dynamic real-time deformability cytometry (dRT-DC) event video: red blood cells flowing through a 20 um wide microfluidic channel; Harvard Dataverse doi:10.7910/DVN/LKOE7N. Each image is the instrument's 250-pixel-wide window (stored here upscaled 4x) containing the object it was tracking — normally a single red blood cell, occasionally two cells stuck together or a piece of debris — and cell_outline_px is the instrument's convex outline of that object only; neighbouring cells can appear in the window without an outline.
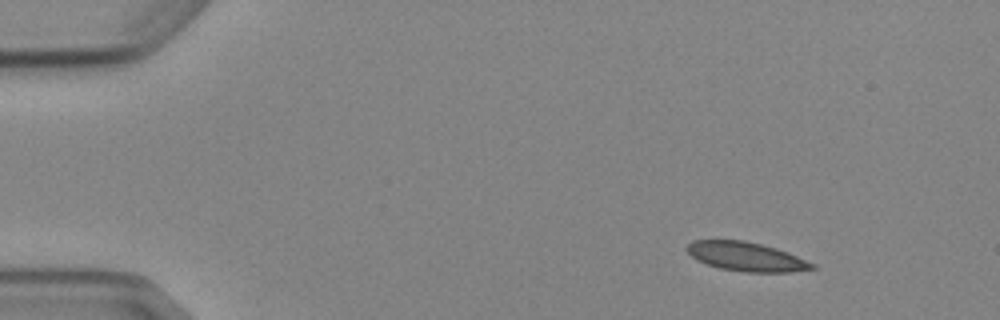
{"species": "Egyptian fruit bat (a non-hibernating species)", "species_latin": "Rousettus aegyptiacus", "temperature_condition": "cold", "stored_images_in_passage": 7, "camera_frame_rate_fps": 3000, "um_per_image_px": 0.085, "animal": {"sex": "female"}, "frame": {"image": 1, "passage_image": 1, "time_ms": 0.0, "image_size_px": [1000, 320], "cell_outline_px": [[816, 268], [792, 272], [744, 272], [720, 268], [696, 260], [684, 248], [692, 240], [744, 240], [776, 248], [788, 252], [816, 264]], "centroid_in_image_um": [63.43, 21.81], "position_along_channel_um": 21.6, "area_um2": 21.21}}
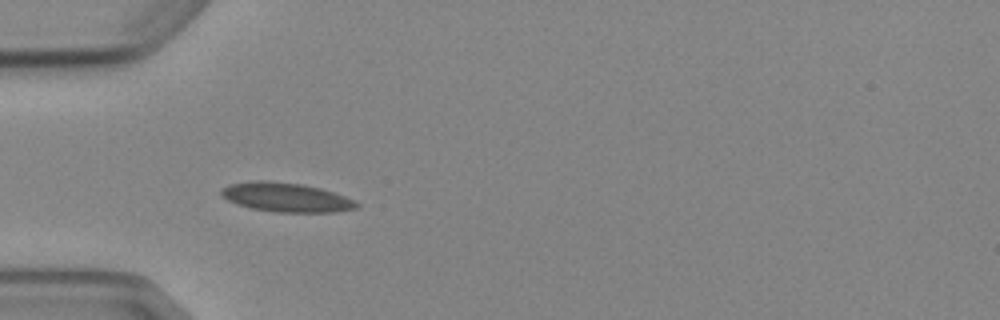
{"frame": {"image": 2, "passage_image": 4, "time_ms": 3.333, "image_size_px": [1000, 320], "cell_outline_px": [[360, 204], [356, 208], [336, 212], [276, 212], [252, 208], [236, 204], [228, 200], [220, 192], [220, 188], [228, 184], [252, 180], [260, 180], [300, 184], [320, 188], [344, 196]], "centroid_in_image_um": [24.28, 16.77], "position_along_channel_um": 60.7, "area_um2": 22.83}}
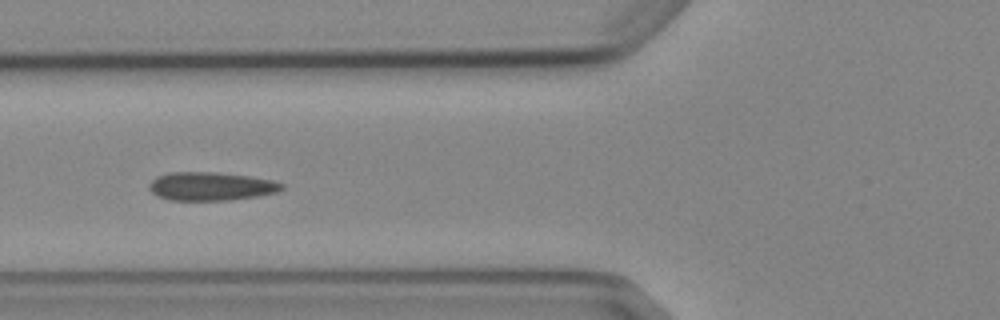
{"frame": {"image": 3, "passage_image": 5, "time_ms": 4.667, "image_size_px": [1000, 320], "cell_outline_px": [[284, 188], [276, 192], [256, 196], [228, 200], [168, 200], [152, 192], [148, 188], [148, 184], [156, 176], [168, 172], [216, 172], [248, 176], [272, 180], [284, 184]], "centroid_in_image_um": [17.9, 15.83], "position_along_channel_um": 107.9, "area_um2": 21.91}}